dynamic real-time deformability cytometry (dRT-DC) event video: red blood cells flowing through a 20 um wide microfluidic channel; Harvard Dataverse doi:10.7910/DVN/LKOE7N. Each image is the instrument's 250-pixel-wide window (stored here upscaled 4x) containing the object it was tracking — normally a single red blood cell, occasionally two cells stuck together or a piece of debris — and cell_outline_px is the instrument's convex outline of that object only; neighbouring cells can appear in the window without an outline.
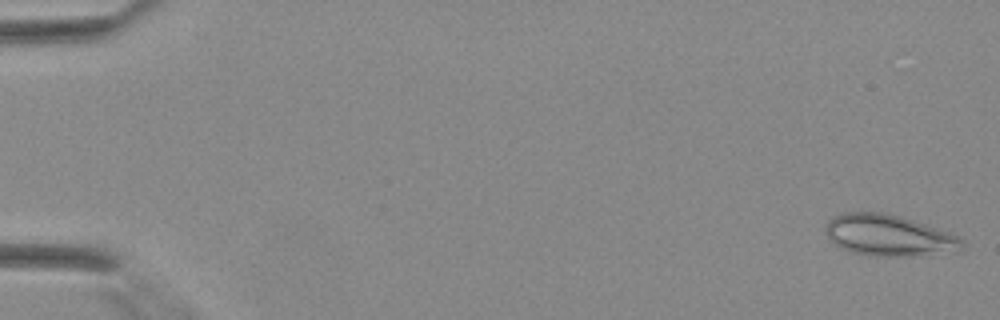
{"species": "Egyptian fruit bat (a non-hibernating species)", "species_latin": "Rousettus aegyptiacus", "temperature_condition": "warm", "stored_images_in_passage": 43, "camera_frame_rate_fps": 3000, "um_per_image_px": 0.085, "animal": {"sex": "female"}, "frame": {"image": 1, "passage_image": 1, "time_ms": 0.0, "image_size_px": [1000, 320], "cell_outline_px": [[964, 244], [960, 252], [908, 256], [872, 256], [852, 252], [836, 244], [828, 236], [824, 224], [828, 220], [844, 212], [880, 212], [900, 216], [948, 232], [964, 240]], "centroid_in_image_um": [75.58, 20.02], "position_along_channel_um": 9.4, "area_um2": 32.66}}
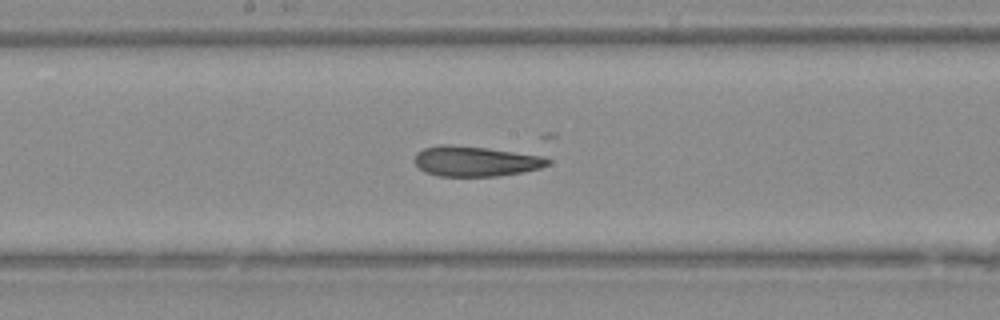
{"frame": {"image": 2, "passage_image": 23, "time_ms": 7.333, "image_size_px": [1000, 320], "cell_outline_px": [[552, 160], [548, 164], [540, 168], [520, 172], [496, 176], [440, 176], [424, 172], [416, 164], [416, 152], [424, 148], [440, 144], [448, 144], [484, 148], [544, 156]], "centroid_in_image_um": [40.4, 13.7], "position_along_channel_um": 207.8, "area_um2": 23.18}}
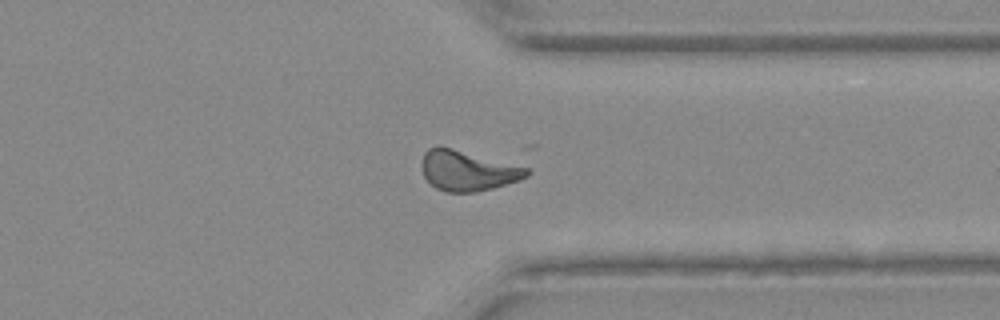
{"frame": {"image": 3, "passage_image": 33, "time_ms": 10.667, "image_size_px": [1000, 320], "cell_outline_px": [[532, 172], [528, 176], [520, 180], [492, 188], [476, 192], [444, 192], [436, 188], [424, 176], [424, 152], [428, 148], [452, 148], [528, 168]], "centroid_in_image_um": [39.8, 14.53], "position_along_channel_um": 371.6, "area_um2": 23.99}}